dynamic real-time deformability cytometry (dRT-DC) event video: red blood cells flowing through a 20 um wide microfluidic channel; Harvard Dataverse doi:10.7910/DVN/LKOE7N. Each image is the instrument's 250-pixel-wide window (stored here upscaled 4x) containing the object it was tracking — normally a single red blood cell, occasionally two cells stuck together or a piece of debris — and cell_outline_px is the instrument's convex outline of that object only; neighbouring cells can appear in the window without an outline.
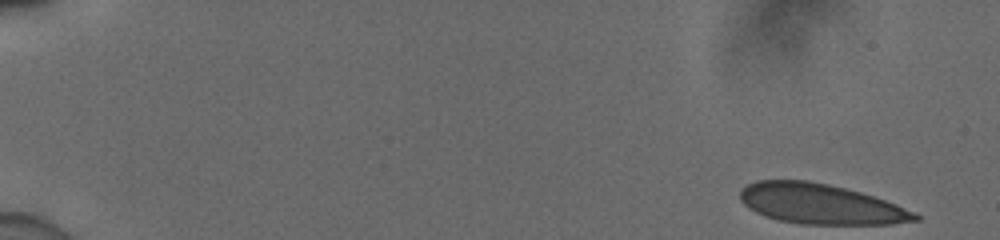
{"species": "human", "species_latin": "Homo sapiens", "temperature_condition": "cold", "stored_images_in_passage": 8, "camera_frame_rate_fps": 3000, "um_per_image_px": 0.085, "donor": {"sex": "male"}, "frame": {"image": 1, "passage_image": 1, "time_ms": 0.0, "image_size_px": [1000, 240], "cell_outline_px": [[920, 220], [892, 224], [800, 224], [780, 220], [764, 216], [748, 208], [740, 200], [740, 188], [756, 180], [808, 180], [828, 184], [860, 192], [896, 204], [916, 212], [920, 216]], "centroid_in_image_um": [69.73, 17.34], "position_along_channel_um": 15.3, "area_um2": 40.98}}
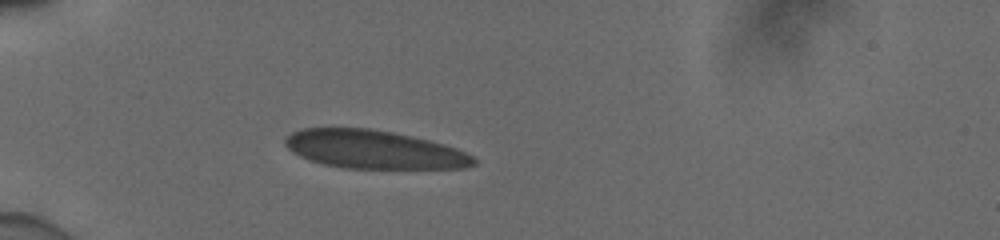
{"frame": {"image": 2, "passage_image": 6, "time_ms": 1.667, "image_size_px": [1000, 240], "cell_outline_px": [[476, 164], [464, 168], [344, 168], [324, 164], [308, 160], [292, 152], [284, 144], [284, 140], [292, 132], [304, 128], [372, 128], [392, 132], [428, 140], [444, 144], [456, 148], [476, 156]], "centroid_in_image_um": [31.79, 12.71], "position_along_channel_um": 53.2, "area_um2": 42.14}}
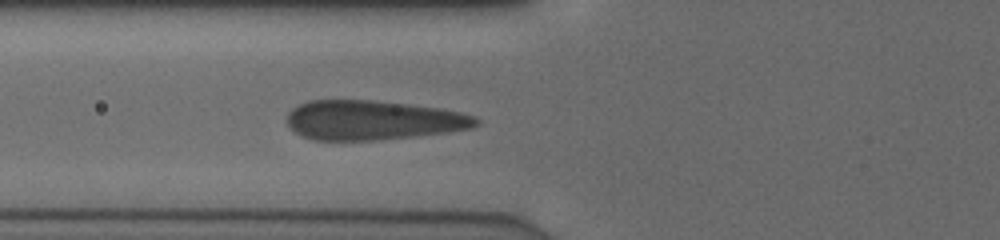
{"frame": {"image": 3, "passage_image": 8, "time_ms": 2.333, "image_size_px": [1000, 240], "cell_outline_px": [[480, 124], [472, 128], [416, 136], [376, 140], [312, 140], [288, 128], [288, 112], [292, 108], [308, 100], [368, 100], [404, 104], [436, 108], [460, 112], [476, 116], [480, 120]], "centroid_in_image_um": [31.68, 10.22], "position_along_channel_um": 94.1, "area_um2": 43.29}}